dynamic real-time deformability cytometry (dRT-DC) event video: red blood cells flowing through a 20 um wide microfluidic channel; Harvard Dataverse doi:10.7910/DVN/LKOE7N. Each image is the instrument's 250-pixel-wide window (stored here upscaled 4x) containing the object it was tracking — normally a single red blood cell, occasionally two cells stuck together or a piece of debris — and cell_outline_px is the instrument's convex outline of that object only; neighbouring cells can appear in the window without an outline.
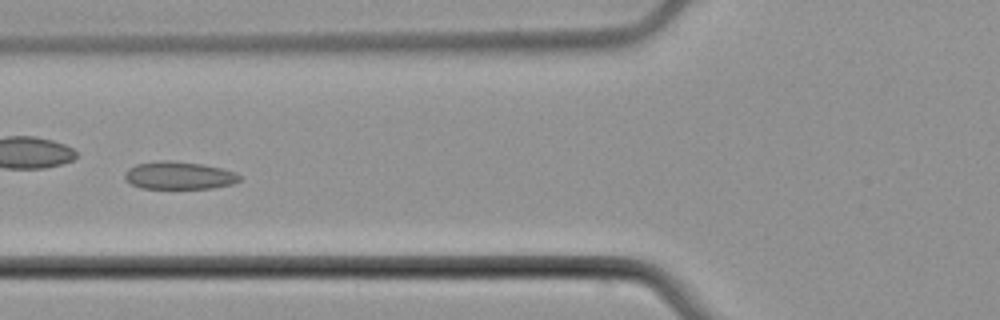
{"species": "common noctule bat (a hibernating species)", "species_latin": "Nyctalus noctula", "temperature_condition": "cold", "stored_images_in_passage": 7, "camera_frame_rate_fps": 3000, "um_per_image_px": 0.085, "animal": {"sex": "male", "body_mass_g": 21.5, "forearm_length_mm": 52.0}, "frame": {"image": 1, "passage_image": 6, "time_ms": 7.0, "image_size_px": [1000, 320], "cell_outline_px": [[240, 180], [232, 184], [212, 188], [140, 188], [124, 180], [124, 172], [128, 168], [136, 164], [160, 160], [172, 160], [200, 164], [220, 168], [236, 172], [240, 176]], "centroid_in_image_um": [15.17, 14.91], "position_along_channel_um": 110.6, "area_um2": 18.55}}